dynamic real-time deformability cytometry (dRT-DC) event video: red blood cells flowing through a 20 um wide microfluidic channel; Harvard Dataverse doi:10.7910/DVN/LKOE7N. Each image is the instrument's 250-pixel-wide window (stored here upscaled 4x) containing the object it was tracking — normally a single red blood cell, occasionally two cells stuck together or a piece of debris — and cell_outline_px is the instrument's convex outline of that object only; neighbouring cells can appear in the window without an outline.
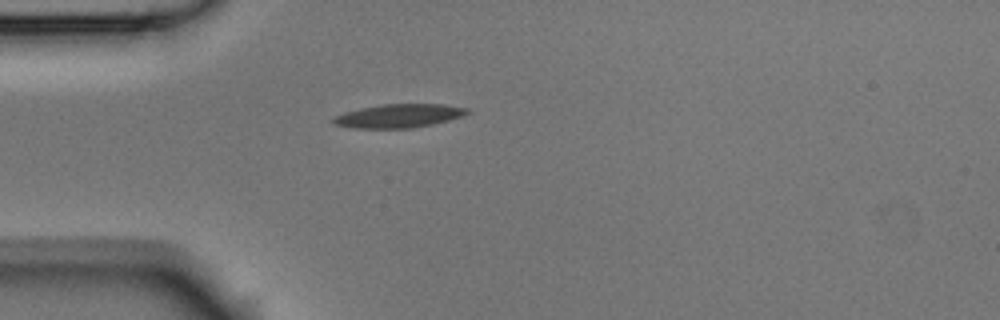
{"species": "Egyptian fruit bat (a non-hibernating species)", "species_latin": "Rousettus aegyptiacus", "temperature_condition": "room temperature", "stored_images_in_passage": 1, "camera_frame_rate_fps": 3000, "um_per_image_px": 0.085, "animal": {"sex": "male"}, "frame": {"image": 1, "passage_image": 1, "time_ms": 0.0, "image_size_px": [1000, 320], "cell_outline_px": [[472, 112], [464, 116], [432, 124], [412, 128], [356, 128], [332, 124], [328, 120], [332, 116], [344, 112], [384, 104], [440, 104], [468, 108]], "centroid_in_image_um": [33.87, 9.85], "position_along_channel_um": 51.1, "area_um2": 18.5}}